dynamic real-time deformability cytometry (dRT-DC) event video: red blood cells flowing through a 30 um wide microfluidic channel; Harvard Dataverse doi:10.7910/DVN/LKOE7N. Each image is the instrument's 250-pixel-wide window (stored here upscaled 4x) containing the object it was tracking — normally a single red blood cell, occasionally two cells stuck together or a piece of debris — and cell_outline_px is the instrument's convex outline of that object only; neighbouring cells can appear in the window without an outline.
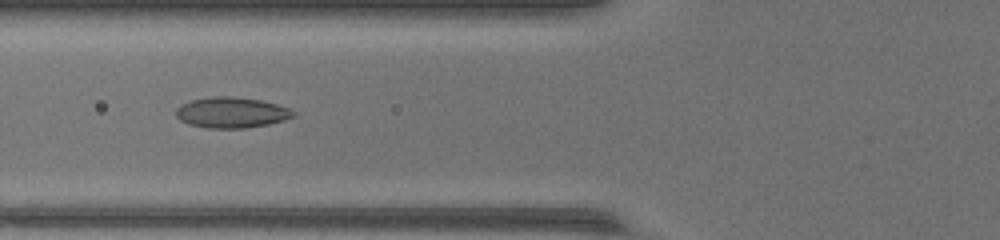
{"species": "common noctule bat (a hibernating species)", "species_latin": "Nyctalus noctula", "temperature_condition": "warm", "stored_images_in_passage": 35, "camera_frame_rate_fps": 3000, "um_per_image_px": 0.085, "animal": {"sex": "female", "body_mass_g": 17.0, "forearm_length_mm": 48.0}, "frame": {"image": 1, "passage_image": 4, "time_ms": 1.0, "image_size_px": [1000, 240], "cell_outline_px": [[296, 116], [284, 120], [268, 124], [244, 128], [208, 128], [188, 124], [180, 120], [176, 116], [176, 108], [180, 104], [192, 100], [212, 96], [232, 96], [260, 100], [276, 104], [288, 108], [296, 112]], "centroid_in_image_um": [19.67, 9.56], "position_along_channel_um": 106.1, "area_um2": 21.04}}
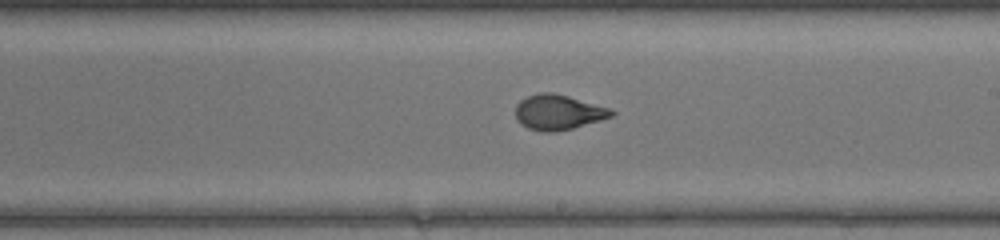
{"frame": {"image": 2, "passage_image": 14, "time_ms": 4.333, "image_size_px": [1000, 240], "cell_outline_px": [[616, 112], [612, 116], [600, 120], [572, 128], [556, 132], [540, 132], [528, 128], [520, 124], [516, 120], [516, 104], [520, 100], [528, 96], [540, 92], [552, 92], [568, 96], [608, 108]], "centroid_in_image_um": [47.4, 9.55], "position_along_channel_um": 241.6, "area_um2": 19.54}}
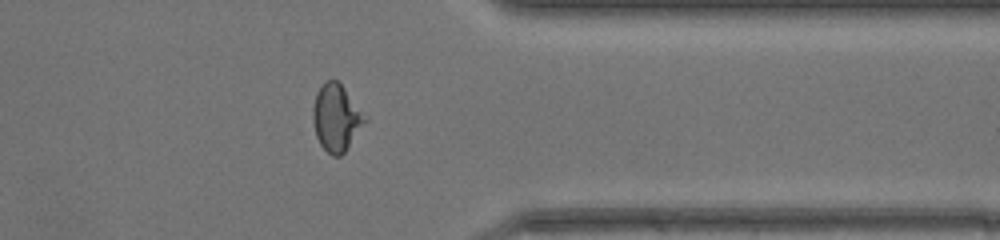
{"frame": {"image": 3, "passage_image": 25, "time_ms": 8.0, "image_size_px": [1000, 240], "cell_outline_px": [[364, 120], [344, 152], [340, 156], [332, 156], [320, 144], [316, 136], [312, 120], [312, 108], [316, 92], [324, 80], [336, 80], [344, 88], [360, 112]], "centroid_in_image_um": [28.47, 9.99], "position_along_channel_um": 382.9, "area_um2": 19.31}}